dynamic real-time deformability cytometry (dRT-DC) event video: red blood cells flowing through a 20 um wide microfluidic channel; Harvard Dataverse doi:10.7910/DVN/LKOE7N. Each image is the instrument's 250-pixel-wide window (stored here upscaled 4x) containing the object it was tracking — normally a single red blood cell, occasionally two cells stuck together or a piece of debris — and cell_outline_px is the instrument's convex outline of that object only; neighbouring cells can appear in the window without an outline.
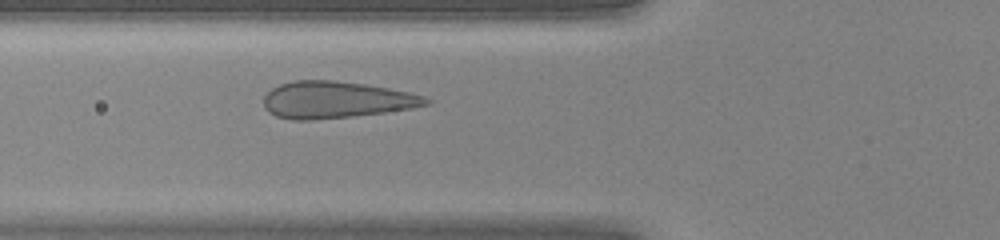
{"species": "human", "species_latin": "Homo sapiens", "temperature_condition": "warm", "stored_images_in_passage": 30, "camera_frame_rate_fps": 3000, "um_per_image_px": 0.085, "donor": {"sex": "female"}, "frame": {"image": 1, "passage_image": 9, "time_ms": 2.667, "image_size_px": [1000, 240], "cell_outline_px": [[432, 104], [412, 108], [384, 112], [352, 116], [312, 120], [292, 120], [276, 116], [268, 112], [264, 108], [264, 96], [272, 88], [280, 84], [296, 80], [332, 80], [364, 84], [388, 88], [408, 92], [424, 96], [432, 100]], "centroid_in_image_um": [28.56, 8.49], "position_along_channel_um": 97.2, "area_um2": 34.8}}
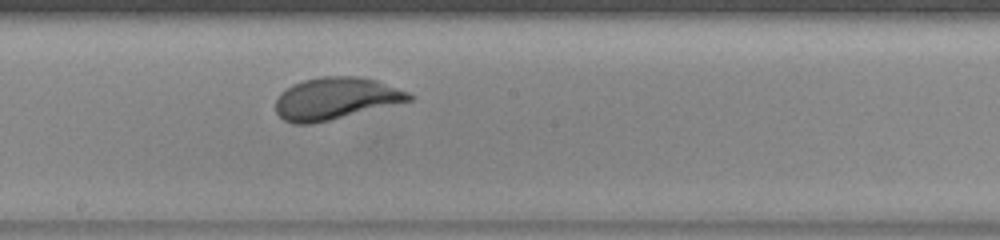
{"frame": {"image": 2, "passage_image": 17, "time_ms": 5.333, "image_size_px": [1000, 240], "cell_outline_px": [[416, 96], [412, 100], [312, 124], [292, 124], [284, 120], [276, 112], [276, 100], [280, 92], [292, 84], [304, 80], [320, 76], [356, 76], [376, 80], [408, 92]], "centroid_in_image_um": [28.5, 8.37], "position_along_channel_um": 219.7, "area_um2": 32.54}}
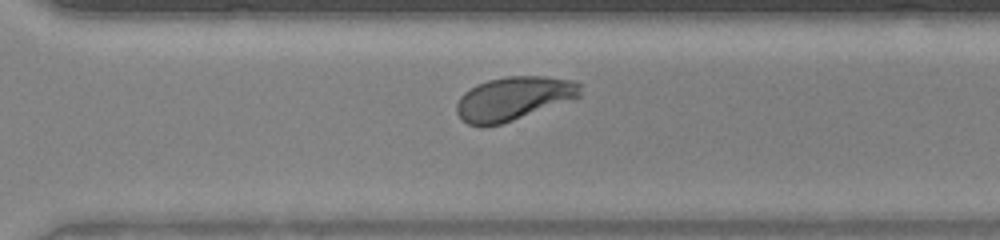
{"frame": {"image": 3, "passage_image": 24, "time_ms": 7.667, "image_size_px": [1000, 240], "cell_outline_px": [[580, 96], [512, 120], [500, 124], [484, 128], [480, 128], [468, 124], [456, 112], [456, 104], [460, 96], [464, 92], [476, 84], [488, 80], [508, 76], [544, 76], [572, 80], [580, 84]], "centroid_in_image_um": [43.58, 8.37], "position_along_channel_um": 327.0, "area_um2": 31.15}}